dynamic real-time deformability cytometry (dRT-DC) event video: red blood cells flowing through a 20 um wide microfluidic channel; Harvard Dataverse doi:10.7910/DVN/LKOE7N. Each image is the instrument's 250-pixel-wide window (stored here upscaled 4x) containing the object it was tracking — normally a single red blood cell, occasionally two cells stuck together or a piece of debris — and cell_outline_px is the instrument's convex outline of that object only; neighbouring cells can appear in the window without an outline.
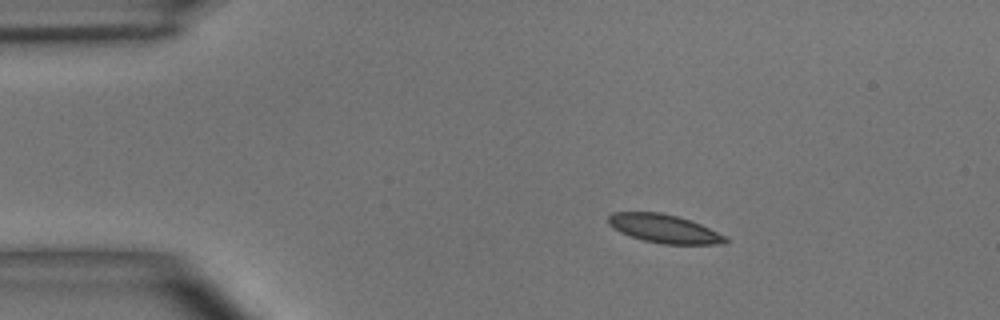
{"species": "common noctule bat (a hibernating species)", "species_latin": "Nyctalus noctula", "temperature_condition": "room temperature", "stored_images_in_passage": 6, "camera_frame_rate_fps": 3000, "um_per_image_px": 0.085, "animal": {"sex": "male", "body_mass_g": 15.6}, "frame": {"image": 1, "passage_image": 2, "time_ms": 1.333, "image_size_px": [1000, 320], "cell_outline_px": [[728, 240], [720, 244], [664, 244], [644, 240], [620, 232], [608, 224], [608, 216], [612, 212], [660, 212], [692, 220], [728, 236]], "centroid_in_image_um": [56.48, 19.43], "position_along_channel_um": 28.5, "area_um2": 19.42}}
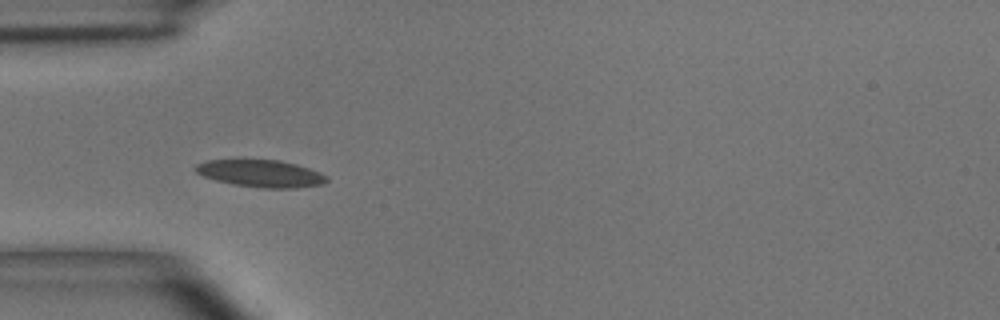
{"frame": {"image": 2, "passage_image": 4, "time_ms": 3.667, "image_size_px": [1000, 320], "cell_outline_px": [[328, 180], [324, 184], [296, 188], [264, 188], [232, 184], [216, 180], [204, 176], [196, 172], [192, 168], [196, 164], [204, 160], [280, 160], [296, 164], [320, 172], [328, 176]], "centroid_in_image_um": [22.17, 14.74], "position_along_channel_um": 62.8, "area_um2": 20.87}}
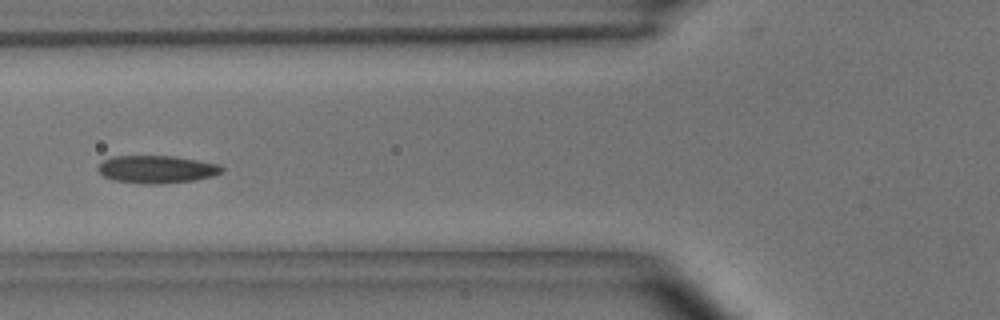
{"frame": {"image": 3, "passage_image": 5, "time_ms": 5.0, "image_size_px": [1000, 320], "cell_outline_px": [[224, 172], [212, 176], [196, 180], [160, 184], [144, 184], [112, 180], [104, 176], [96, 168], [104, 160], [112, 156], [176, 156], [220, 164], [224, 168]], "centroid_in_image_um": [13.35, 14.39], "position_along_channel_um": 112.4, "area_um2": 20.17}}